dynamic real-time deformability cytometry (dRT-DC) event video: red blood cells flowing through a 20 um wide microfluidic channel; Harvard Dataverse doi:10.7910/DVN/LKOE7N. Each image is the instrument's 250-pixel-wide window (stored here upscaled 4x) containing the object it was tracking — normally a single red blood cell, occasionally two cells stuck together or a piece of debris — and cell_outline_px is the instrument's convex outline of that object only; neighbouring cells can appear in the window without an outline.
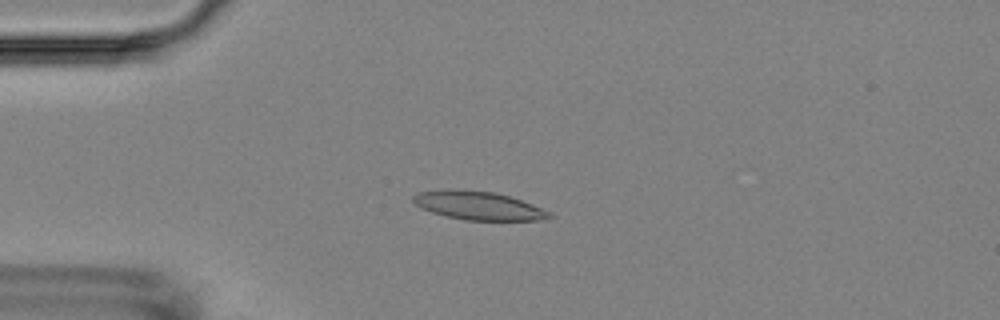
{"species": "Egyptian fruit bat (a non-hibernating species)", "species_latin": "Rousettus aegyptiacus", "temperature_condition": "room temperature", "stored_images_in_passage": 2, "camera_frame_rate_fps": 3000, "um_per_image_px": 0.085, "animal": {"sex": "female"}, "frame": {"image": 1, "passage_image": 2, "time_ms": 2.667, "image_size_px": [1000, 320], "cell_outline_px": [[552, 216], [544, 220], [464, 220], [432, 212], [420, 208], [412, 200], [412, 196], [416, 192], [448, 188], [492, 192], [508, 196], [532, 204], [552, 212]], "centroid_in_image_um": [40.63, 17.47], "position_along_channel_um": 44.4, "area_um2": 22.6}}